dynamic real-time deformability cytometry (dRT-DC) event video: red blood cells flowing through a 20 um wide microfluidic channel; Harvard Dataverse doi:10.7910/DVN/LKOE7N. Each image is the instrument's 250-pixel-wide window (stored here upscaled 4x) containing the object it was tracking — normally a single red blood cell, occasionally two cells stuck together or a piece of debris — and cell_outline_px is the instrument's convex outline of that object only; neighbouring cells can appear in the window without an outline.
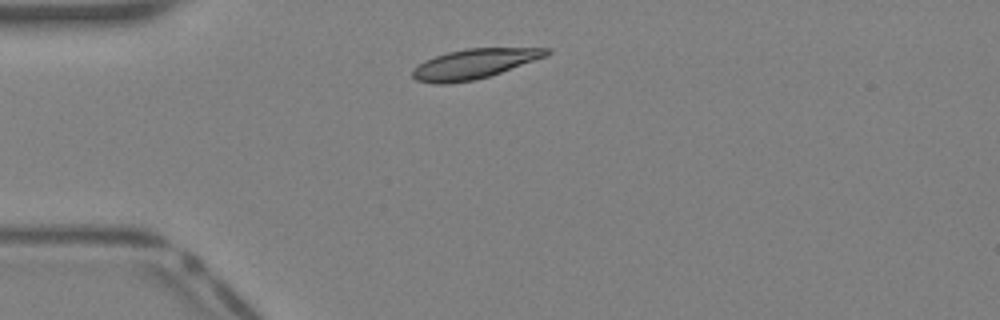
{"species": "Egyptian fruit bat (a non-hibernating species)", "species_latin": "Rousettus aegyptiacus", "temperature_condition": "warm", "stored_images_in_passage": 30, "camera_frame_rate_fps": 3000, "um_per_image_px": 0.085, "animal": {"sex": "female"}, "frame": {"image": 1, "passage_image": 1, "time_ms": 0.0, "image_size_px": [1000, 320], "cell_outline_px": [[552, 52], [548, 56], [476, 80], [444, 84], [432, 84], [416, 80], [412, 76], [412, 68], [424, 60], [448, 52], [468, 48], [548, 48]], "centroid_in_image_um": [40.27, 5.43], "position_along_channel_um": 44.7, "area_um2": 23.24}}
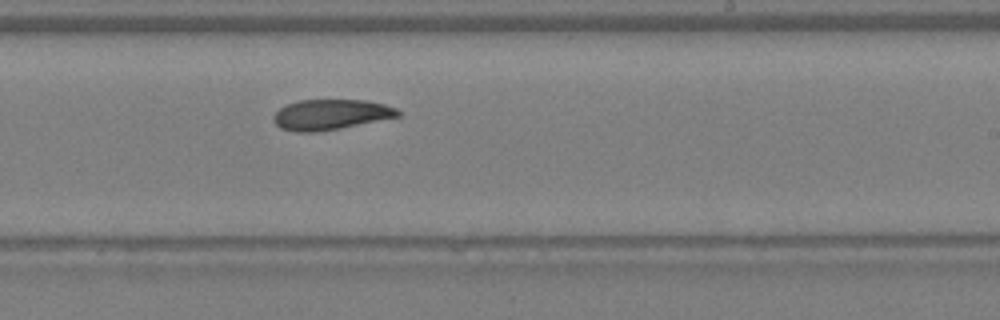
{"frame": {"image": 2, "passage_image": 15, "time_ms": 4.667, "image_size_px": [1000, 320], "cell_outline_px": [[400, 116], [340, 128], [316, 132], [296, 132], [280, 128], [272, 120], [272, 116], [280, 108], [288, 104], [300, 100], [368, 100], [384, 104], [396, 108], [400, 112]], "centroid_in_image_um": [28.09, 9.74], "position_along_channel_um": 260.9, "area_um2": 21.96}}
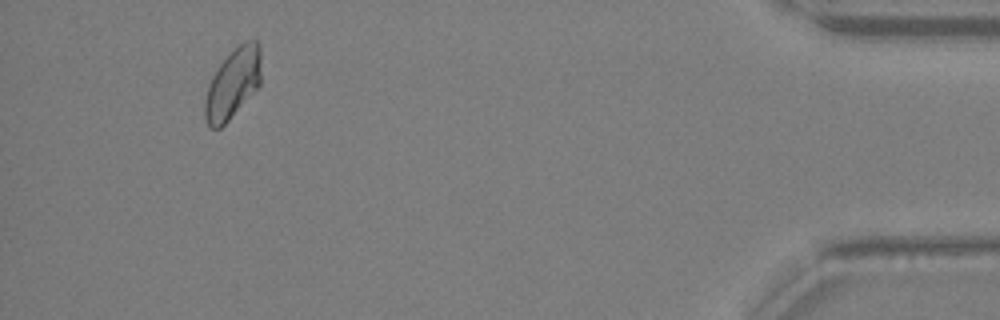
{"frame": {"image": 3, "passage_image": 28, "time_ms": 9.0, "image_size_px": [1000, 320], "cell_outline_px": [[260, 84], [228, 120], [220, 128], [212, 128], [208, 124], [204, 116], [204, 100], [212, 76], [220, 64], [244, 40], [256, 40], [260, 44]], "centroid_in_image_um": [19.78, 7.09], "position_along_channel_um": 415.4, "area_um2": 22.43}}